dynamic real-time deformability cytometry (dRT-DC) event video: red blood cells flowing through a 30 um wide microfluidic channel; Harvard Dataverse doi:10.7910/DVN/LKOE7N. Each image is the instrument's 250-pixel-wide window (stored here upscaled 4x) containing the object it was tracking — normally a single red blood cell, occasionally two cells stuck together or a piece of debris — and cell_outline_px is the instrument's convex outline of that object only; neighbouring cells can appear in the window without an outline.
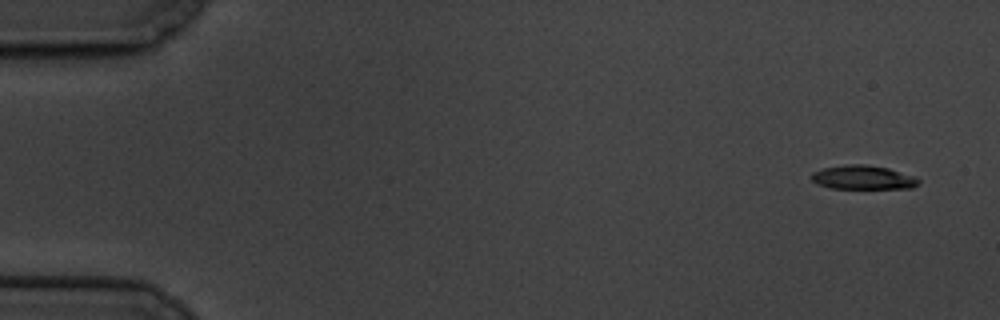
{"species": "common noctule bat (a hibernating species)", "species_latin": "Nyctalus noctula", "temperature_condition": "cold", "stored_images_in_passage": 59, "camera_frame_rate_fps": 3000, "um_per_image_px": 0.085, "animal": {"sex": "male", "body_mass_g": 19.5, "forearm_length_mm": 54.6}, "frame": {"image": 1, "passage_image": 1, "time_ms": 0.0, "image_size_px": [1000, 320], "cell_outline_px": [[920, 180], [912, 188], [832, 188], [816, 184], [812, 180], [812, 172], [824, 168], [844, 164], [868, 164], [888, 168], [916, 176]], "centroid_in_image_um": [73.36, 15.07], "position_along_channel_um": 11.6, "area_um2": 14.97}}
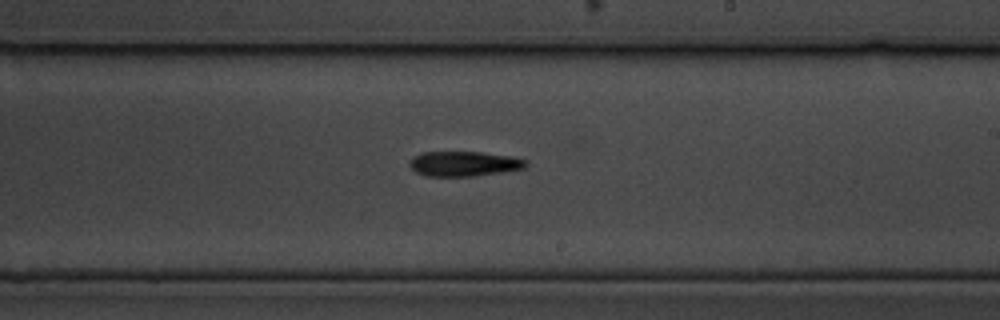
{"frame": {"image": 2, "passage_image": 34, "time_ms": 11.0, "image_size_px": [1000, 320], "cell_outline_px": [[528, 164], [524, 168], [500, 172], [472, 176], [428, 176], [416, 172], [408, 164], [416, 156], [424, 152], [480, 152], [512, 156], [528, 160]], "centroid_in_image_um": [39.48, 13.91], "position_along_channel_um": 249.5, "area_um2": 16.7}}
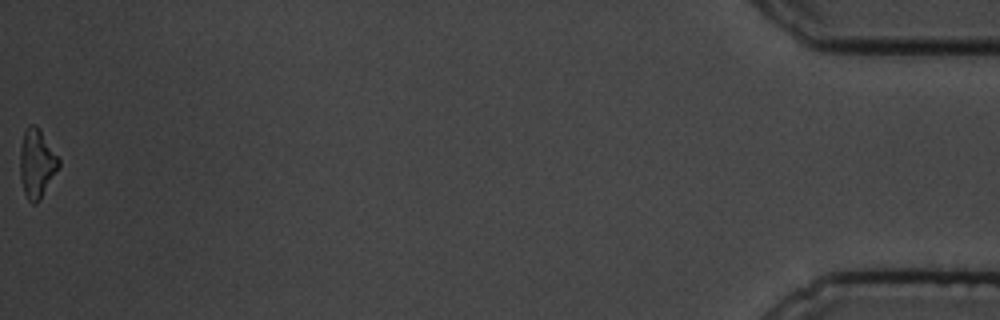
{"frame": {"image": 3, "passage_image": 59, "time_ms": 19.333, "image_size_px": [1000, 320], "cell_outline_px": [[60, 164], [40, 200], [36, 204], [32, 204], [28, 200], [24, 192], [20, 176], [20, 152], [24, 132], [28, 124], [32, 124], [40, 128], [60, 160]], "centroid_in_image_um": [3.12, 13.89], "position_along_channel_um": 432.1, "area_um2": 15.37}, "authors_computed_cell_mechanics": {"area_um2": 16.473, "velocity_mm_per_s": 3.3267, "shape_relaxation_time_tau1_ms": 4.4573, "shape_relaxation_time_tau2_ms": null, "deformation_change_tau1": 0.1549, "deformation_change_tau2": null}}